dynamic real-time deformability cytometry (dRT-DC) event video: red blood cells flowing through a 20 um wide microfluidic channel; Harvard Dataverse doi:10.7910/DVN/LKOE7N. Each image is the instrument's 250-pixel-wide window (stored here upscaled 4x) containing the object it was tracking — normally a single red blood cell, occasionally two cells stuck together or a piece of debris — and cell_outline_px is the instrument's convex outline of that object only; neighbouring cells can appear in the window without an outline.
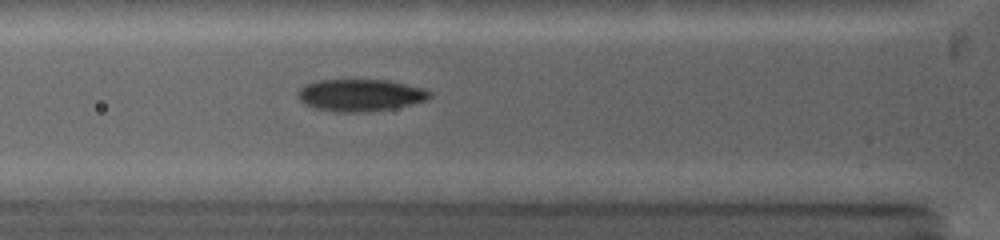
{"species": "common noctule bat (a hibernating species)", "species_latin": "Nyctalus noctula", "temperature_condition": "warm", "stored_images_in_passage": 7, "camera_frame_rate_fps": 5000, "um_per_image_px": 0.085, "animal": {"sex": "female", "body_mass_g": 19.0, "forearm_length_mm": 53.3}, "frame": {"image": 1, "passage_image": 7, "time_ms": 3.2, "image_size_px": [1000, 240], "cell_outline_px": [[432, 96], [428, 100], [392, 108], [368, 112], [336, 112], [312, 108], [304, 104], [296, 96], [296, 92], [304, 84], [316, 80], [388, 80], [424, 88], [432, 92]], "centroid_in_image_um": [30.59, 8.09], "position_along_channel_um": 95.2, "area_um2": 24.97}}